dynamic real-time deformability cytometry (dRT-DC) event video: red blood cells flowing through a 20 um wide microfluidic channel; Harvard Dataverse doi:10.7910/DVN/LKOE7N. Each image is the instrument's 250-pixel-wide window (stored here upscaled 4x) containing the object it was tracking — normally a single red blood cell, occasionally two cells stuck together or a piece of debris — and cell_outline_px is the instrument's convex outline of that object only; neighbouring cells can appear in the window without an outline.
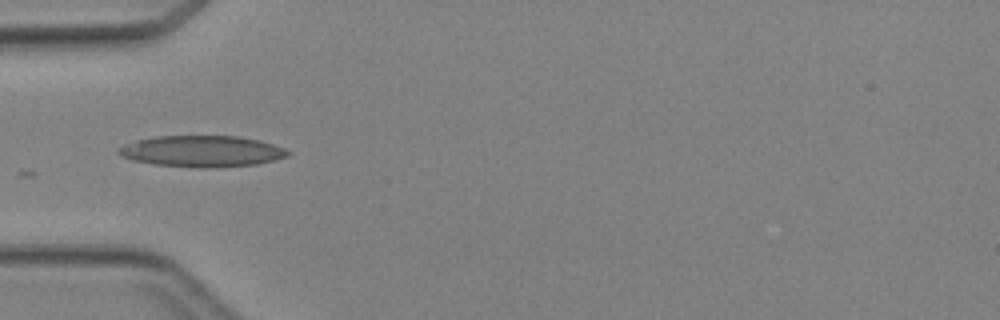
{"species": "Egyptian fruit bat (a non-hibernating species)", "species_latin": "Rousettus aegyptiacus", "temperature_condition": "cold", "stored_images_in_passage": 4, "camera_frame_rate_fps": 3000, "um_per_image_px": 0.085, "animal": {"sex": "female"}, "frame": {"image": 1, "passage_image": 4, "time_ms": 3.667, "image_size_px": [1000, 320], "cell_outline_px": [[292, 152], [288, 156], [256, 164], [216, 168], [200, 168], [152, 164], [132, 160], [120, 156], [116, 152], [124, 144], [136, 140], [156, 136], [236, 136], [260, 140], [284, 148]], "centroid_in_image_um": [17.14, 12.86], "position_along_channel_um": 67.9, "area_um2": 30.98}}